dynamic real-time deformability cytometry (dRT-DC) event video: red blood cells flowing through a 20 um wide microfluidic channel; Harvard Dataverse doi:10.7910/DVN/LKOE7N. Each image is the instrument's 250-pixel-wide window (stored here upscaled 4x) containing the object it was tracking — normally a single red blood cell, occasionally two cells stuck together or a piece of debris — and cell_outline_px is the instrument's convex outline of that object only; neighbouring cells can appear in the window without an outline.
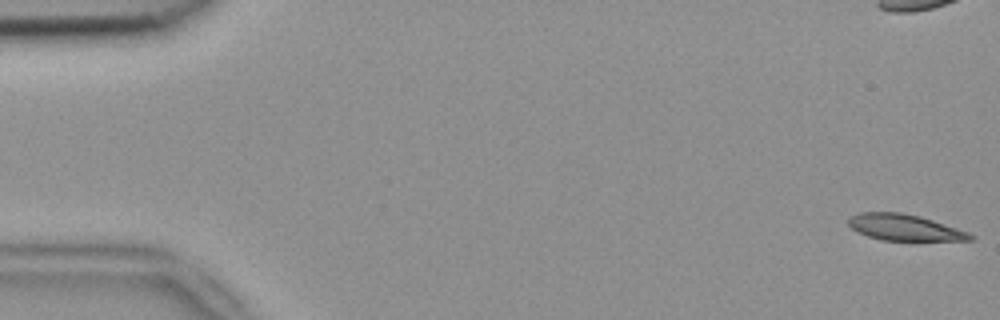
{"species": "common noctule bat (a hibernating species)", "species_latin": "Nyctalus noctula", "temperature_condition": "room temperature", "stored_images_in_passage": 54, "camera_frame_rate_fps": 3000, "um_per_image_px": 0.085, "animal": {"sex": "female", "body_mass_g": 18.4}, "frame": {"image": 1, "passage_image": 1, "time_ms": 0.0, "image_size_px": [1000, 320], "cell_outline_px": [[976, 240], [880, 240], [868, 236], [852, 228], [848, 224], [848, 216], [860, 212], [900, 212], [920, 216], [968, 232], [976, 236]], "centroid_in_image_um": [76.87, 19.33], "position_along_channel_um": 8.1, "area_um2": 18.5}}
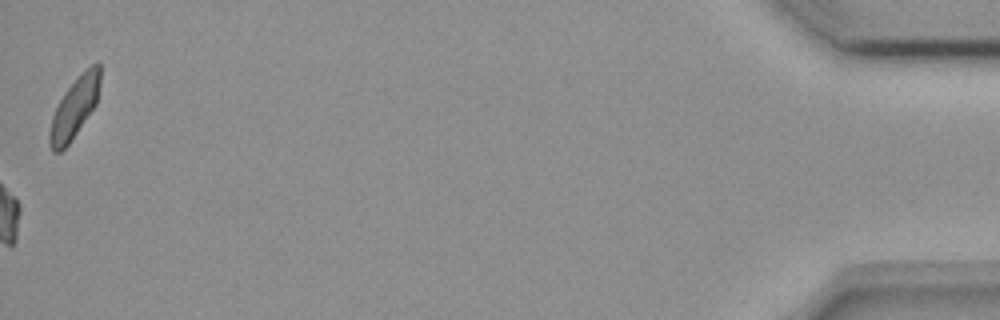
{"frame": {"image": 2, "passage_image": 54, "time_ms": 17.667, "image_size_px": [1000, 320], "cell_outline_px": [[100, 84], [96, 104], [68, 144], [60, 152], [52, 152], [48, 144], [48, 132], [52, 116], [64, 92], [96, 60], [100, 64]], "centroid_in_image_um": [6.31, 9.19], "position_along_channel_um": 428.9, "area_um2": 17.46}, "authors_computed_cell_mechanics": {"area_um2": 19.9699, "velocity_mm_per_s": 3.8273, "shape_relaxation_time_tau1_ms": 4.9247, "shape_relaxation_time_tau2_ms": null, "deformation_change_tau1": 0.1207, "deformation_change_tau2": null}}